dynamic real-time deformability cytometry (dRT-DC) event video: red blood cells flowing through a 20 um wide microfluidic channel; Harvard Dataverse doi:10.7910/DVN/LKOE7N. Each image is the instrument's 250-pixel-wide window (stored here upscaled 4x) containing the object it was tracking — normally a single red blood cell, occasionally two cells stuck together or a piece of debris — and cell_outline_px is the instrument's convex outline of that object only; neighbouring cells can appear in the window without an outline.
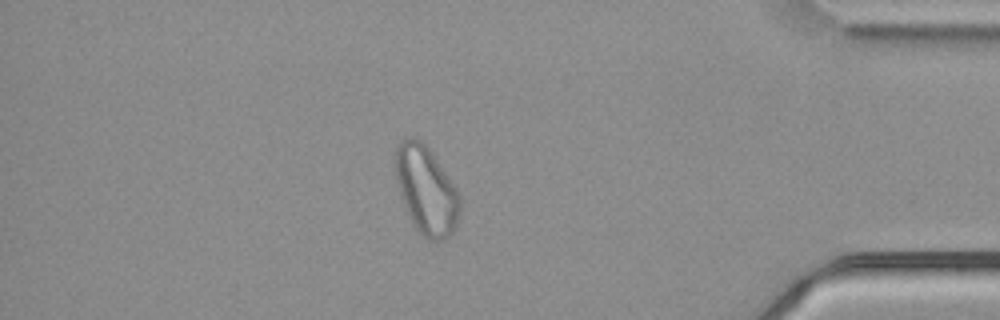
{"species": "common noctule bat (a hibernating species)", "species_latin": "Nyctalus noctula", "temperature_condition": "cold", "stored_images_in_passage": 57, "camera_frame_rate_fps": 3000, "um_per_image_px": 0.085, "animal": {"sex": "male", "body_mass_g": 21.5, "forearm_length_mm": 52.0}, "frame": {"image": 1, "passage_image": 49, "time_ms": 16.0, "image_size_px": [1000, 320], "cell_outline_px": [[460, 212], [456, 228], [444, 240], [428, 240], [416, 228], [404, 204], [392, 168], [392, 156], [400, 140], [408, 136], [412, 136], [420, 140], [432, 152], [456, 188], [460, 196]], "centroid_in_image_um": [36.2, 16.11], "position_along_channel_um": 399.0, "area_um2": 33.41}}